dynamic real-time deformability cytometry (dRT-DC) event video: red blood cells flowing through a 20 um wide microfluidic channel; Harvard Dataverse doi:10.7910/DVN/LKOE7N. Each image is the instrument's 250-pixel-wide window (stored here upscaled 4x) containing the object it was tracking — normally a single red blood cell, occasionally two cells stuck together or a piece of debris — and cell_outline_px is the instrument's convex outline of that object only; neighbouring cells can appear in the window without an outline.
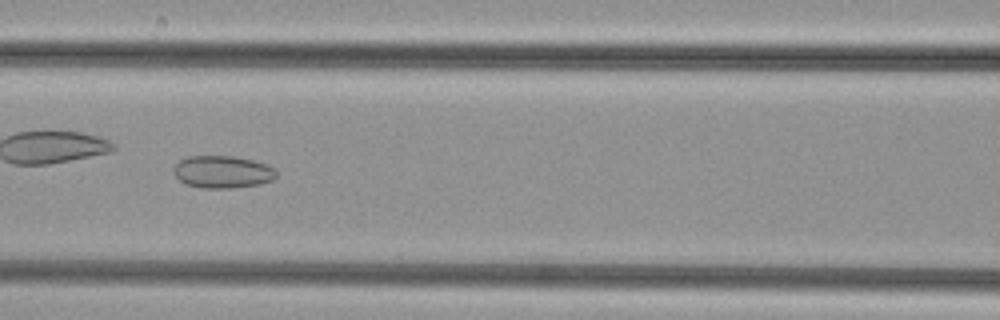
{"species": "common noctule bat (a hibernating species)", "species_latin": "Nyctalus noctula", "temperature_condition": "cold", "stored_images_in_passage": 49, "camera_frame_rate_fps": 3000, "um_per_image_px": 0.085, "animal": {"sex": "female", "body_mass_g": 29.2, "forearm_length_mm": 56.3}, "frame": {"image": 1, "passage_image": 22, "time_ms": 7.0, "image_size_px": [1000, 320], "cell_outline_px": [[276, 176], [272, 180], [260, 184], [228, 188], [200, 188], [188, 184], [180, 180], [176, 176], [176, 164], [180, 160], [188, 156], [232, 156], [252, 160], [268, 164], [276, 168]], "centroid_in_image_um": [18.97, 14.6], "position_along_channel_um": 147.6, "area_um2": 19.19}}